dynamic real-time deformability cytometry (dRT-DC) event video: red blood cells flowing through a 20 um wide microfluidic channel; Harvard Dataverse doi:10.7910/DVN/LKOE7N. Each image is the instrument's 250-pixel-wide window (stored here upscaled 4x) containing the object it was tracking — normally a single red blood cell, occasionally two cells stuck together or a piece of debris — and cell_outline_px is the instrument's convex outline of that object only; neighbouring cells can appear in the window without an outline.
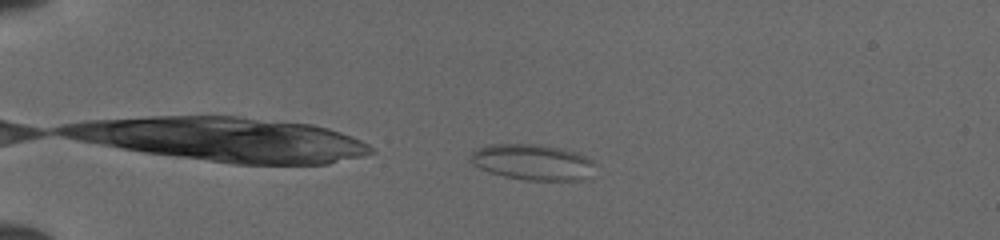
{"species": "common noctule bat (a hibernating species)", "species_latin": "Nyctalus noctula", "temperature_condition": "cold", "stored_images_in_passage": 42, "camera_frame_rate_fps": 3000, "um_per_image_px": 0.085, "animal": {"sex": "female", "body_mass_g": 19.5, "forearm_length_mm": 54.1}, "frame": {"image": 1, "passage_image": 4, "time_ms": 1.0, "image_size_px": [1000, 240], "cell_outline_px": [[596, 164], [580, 180], [528, 180], [504, 176], [488, 172], [472, 164], [472, 152], [476, 148], [484, 144], [540, 144], [560, 148], [576, 152], [588, 156]], "centroid_in_image_um": [45.22, 13.76], "position_along_channel_um": 39.8, "area_um2": 25.84}}
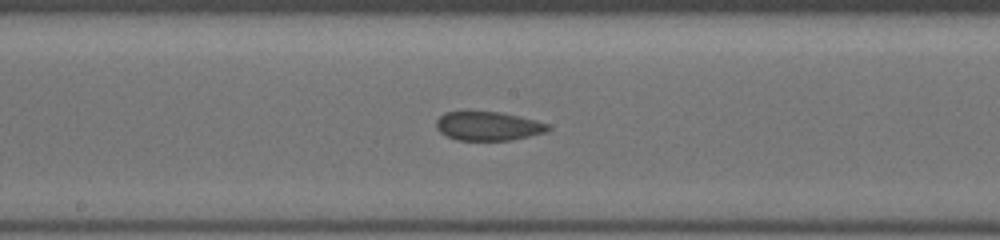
{"frame": {"image": 2, "passage_image": 20, "time_ms": 6.333, "image_size_px": [1000, 240], "cell_outline_px": [[552, 128], [548, 132], [512, 140], [456, 140], [440, 132], [436, 128], [436, 120], [444, 112], [500, 112], [536, 120], [548, 124]], "centroid_in_image_um": [41.52, 10.72], "position_along_channel_um": 206.7, "area_um2": 18.84}}
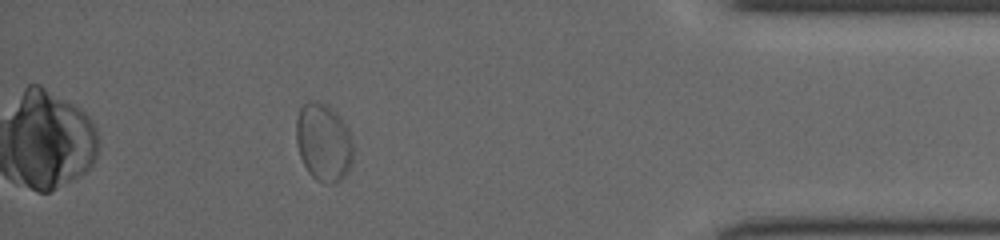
{"frame": {"image": 3, "passage_image": 37, "time_ms": 12.0, "image_size_px": [1000, 240], "cell_outline_px": [[352, 160], [344, 176], [336, 184], [328, 184], [316, 180], [308, 172], [300, 156], [296, 144], [296, 120], [300, 108], [308, 100], [312, 100], [324, 104], [348, 128], [352, 136]], "centroid_in_image_um": [27.47, 12.13], "position_along_channel_um": 407.7, "area_um2": 25.55}}